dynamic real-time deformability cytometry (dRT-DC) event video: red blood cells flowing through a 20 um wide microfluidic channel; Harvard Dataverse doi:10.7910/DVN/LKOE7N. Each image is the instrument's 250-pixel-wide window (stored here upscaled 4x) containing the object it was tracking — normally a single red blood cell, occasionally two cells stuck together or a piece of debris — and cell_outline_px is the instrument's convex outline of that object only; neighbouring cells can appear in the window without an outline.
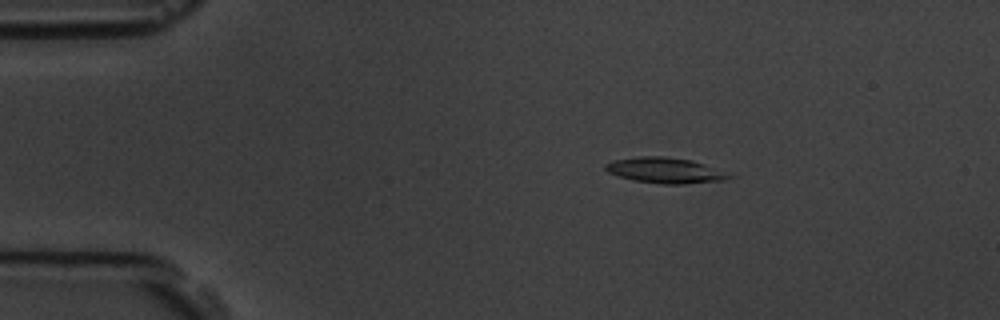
{"species": "common noctule bat (a hibernating species)", "species_latin": "Nyctalus noctula", "temperature_condition": "room temperature", "stored_images_in_passage": 6, "camera_frame_rate_fps": 3000, "um_per_image_px": 0.085, "animal": {"sex": "male", "body_mass_g": 19.5, "forearm_length_mm": 54.6}, "frame": {"image": 1, "passage_image": 3, "time_ms": 2.333, "image_size_px": [1000, 320], "cell_outline_px": [[736, 176], [724, 180], [684, 184], [664, 184], [632, 180], [608, 172], [604, 168], [604, 164], [612, 160], [636, 156], [664, 156], [692, 160], [704, 164]], "centroid_in_image_um": [56.52, 14.47], "position_along_channel_um": 28.5, "area_um2": 18.5}}
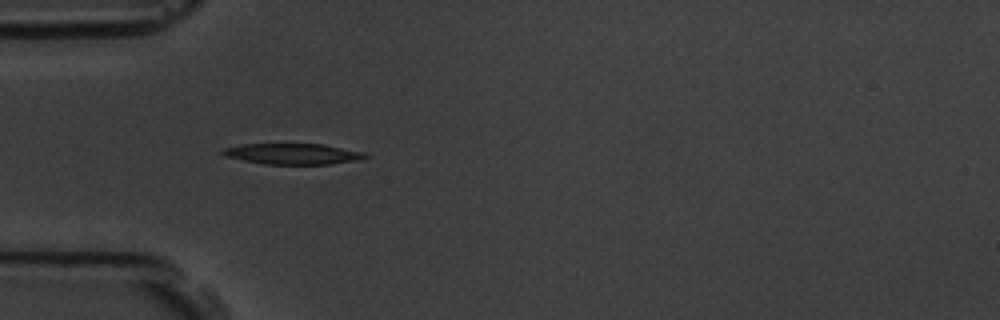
{"frame": {"image": 2, "passage_image": 5, "time_ms": 4.667, "image_size_px": [1000, 320], "cell_outline_px": [[368, 156], [356, 160], [328, 164], [264, 164], [224, 156], [220, 152], [224, 148], [244, 144], [324, 144], [364, 152]], "centroid_in_image_um": [24.86, 13.07], "position_along_channel_um": 60.1, "area_um2": 17.11}}
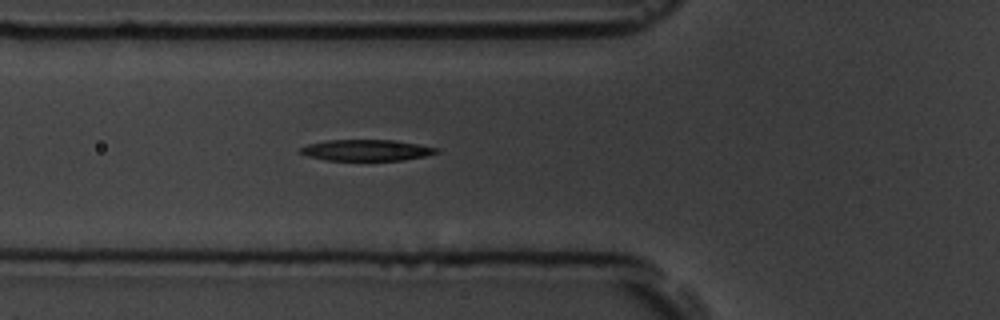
{"frame": {"image": 3, "passage_image": 6, "time_ms": 5.667, "image_size_px": [1000, 320], "cell_outline_px": [[440, 152], [424, 156], [404, 160], [328, 160], [308, 156], [296, 152], [300, 148], [308, 144], [328, 140], [396, 140], [440, 148]], "centroid_in_image_um": [31.16, 12.76], "position_along_channel_um": 94.6, "area_um2": 16.82}}